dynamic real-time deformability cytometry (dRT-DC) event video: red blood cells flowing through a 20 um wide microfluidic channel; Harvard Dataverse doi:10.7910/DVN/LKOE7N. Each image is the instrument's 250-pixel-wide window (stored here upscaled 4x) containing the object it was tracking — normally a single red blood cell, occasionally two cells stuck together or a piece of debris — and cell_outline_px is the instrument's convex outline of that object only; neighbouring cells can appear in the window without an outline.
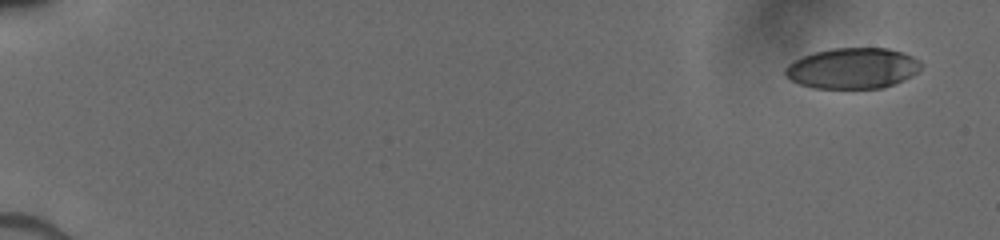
{"species": "human", "species_latin": "Homo sapiens", "temperature_condition": "cold", "stored_images_in_passage": 15, "camera_frame_rate_fps": 3000, "um_per_image_px": 0.085, "donor": {"sex": "male"}, "frame": {"image": 1, "passage_image": 1, "time_ms": 0.0, "image_size_px": [1000, 240], "cell_outline_px": [[924, 64], [912, 76], [884, 88], [816, 88], [800, 84], [784, 76], [784, 68], [788, 64], [804, 56], [816, 52], [832, 48], [888, 48], [912, 56], [920, 60]], "centroid_in_image_um": [72.48, 5.8], "position_along_channel_um": 12.5, "area_um2": 32.19}}
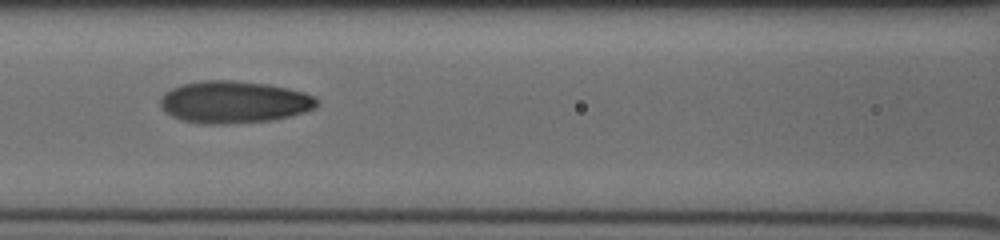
{"frame": {"image": 2, "passage_image": 11, "time_ms": 7.667, "image_size_px": [1000, 240], "cell_outline_px": [[320, 100], [316, 108], [292, 116], [272, 120], [224, 124], [204, 124], [184, 120], [172, 116], [164, 112], [160, 104], [160, 100], [164, 92], [180, 84], [204, 80], [236, 80], [268, 84], [288, 88], [304, 92], [316, 96]], "centroid_in_image_um": [19.92, 8.67], "position_along_channel_um": 146.7, "area_um2": 38.84}}
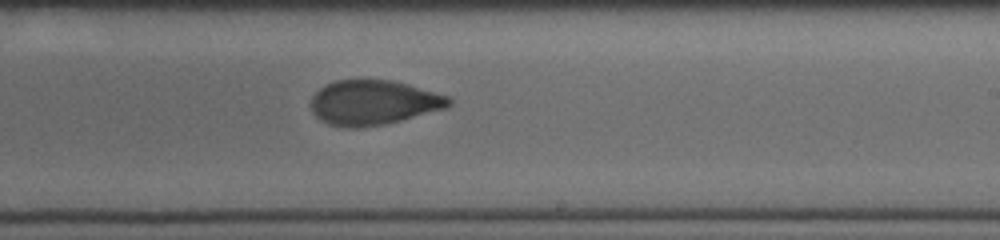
{"frame": {"image": 3, "passage_image": 15, "time_ms": 10.333, "image_size_px": [1000, 240], "cell_outline_px": [[452, 104], [444, 108], [400, 120], [384, 124], [356, 128], [348, 128], [328, 124], [316, 116], [312, 112], [312, 96], [324, 84], [336, 80], [392, 80], [408, 84], [448, 96], [452, 100]], "centroid_in_image_um": [31.72, 8.71], "position_along_channel_um": 257.3, "area_um2": 35.66}}